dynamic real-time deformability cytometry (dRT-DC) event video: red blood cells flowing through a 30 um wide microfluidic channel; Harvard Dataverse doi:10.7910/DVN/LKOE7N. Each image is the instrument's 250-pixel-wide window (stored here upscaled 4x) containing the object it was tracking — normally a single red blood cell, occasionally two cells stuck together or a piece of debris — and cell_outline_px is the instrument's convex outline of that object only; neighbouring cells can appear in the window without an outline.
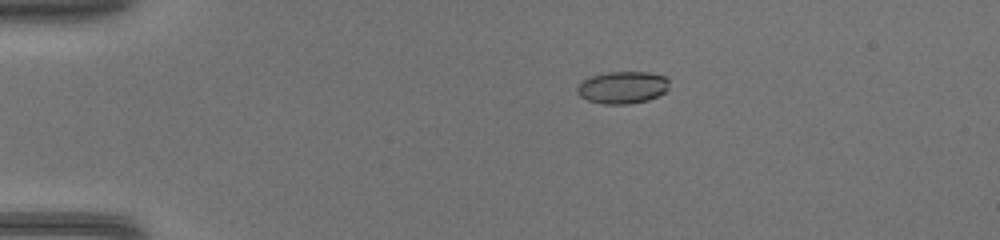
{"species": "common noctule bat (a hibernating species)", "species_latin": "Nyctalus noctula", "temperature_condition": "warm", "stored_images_in_passage": 38, "camera_frame_rate_fps": 3000, "um_per_image_px": 0.085, "animal": {"sex": "female", "body_mass_g": 17.0, "forearm_length_mm": 48.0}, "frame": {"image": 1, "passage_image": 1, "time_ms": 0.0, "image_size_px": [1000, 240], "cell_outline_px": [[668, 88], [660, 96], [648, 100], [628, 104], [604, 104], [588, 100], [580, 96], [576, 92], [576, 88], [584, 80], [592, 76], [608, 72], [648, 72], [664, 76], [668, 80]], "centroid_in_image_um": [52.93, 7.44], "position_along_channel_um": 32.1, "area_um2": 17.22}}
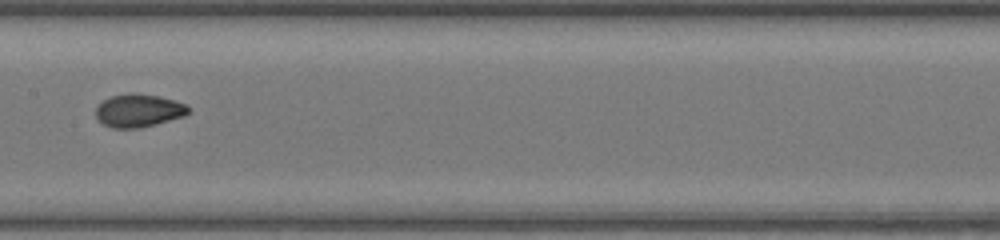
{"frame": {"image": 2, "passage_image": 16, "time_ms": 5.0, "image_size_px": [1000, 240], "cell_outline_px": [[192, 108], [184, 116], [156, 124], [140, 128], [112, 128], [104, 124], [96, 116], [96, 108], [104, 100], [112, 96], [128, 92], [136, 92], [160, 96], [184, 104]], "centroid_in_image_um": [11.79, 9.39], "position_along_channel_um": 195.6, "area_um2": 17.8}}
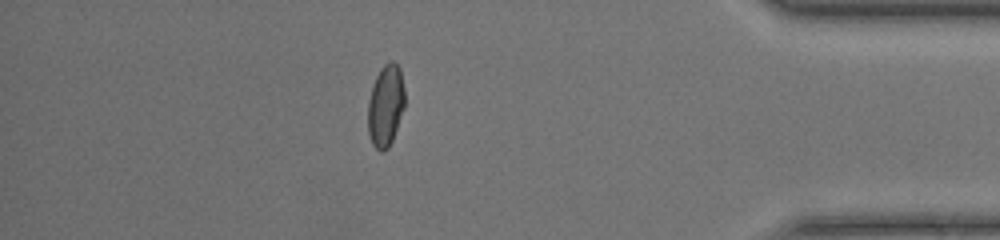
{"frame": {"image": 3, "passage_image": 32, "time_ms": 10.333, "image_size_px": [1000, 240], "cell_outline_px": [[404, 108], [392, 140], [388, 148], [384, 152], [380, 152], [372, 144], [368, 132], [368, 100], [376, 76], [380, 68], [388, 60], [392, 60], [400, 68], [404, 88]], "centroid_in_image_um": [32.77, 8.97], "position_along_channel_um": 402.4, "area_um2": 17.63}}